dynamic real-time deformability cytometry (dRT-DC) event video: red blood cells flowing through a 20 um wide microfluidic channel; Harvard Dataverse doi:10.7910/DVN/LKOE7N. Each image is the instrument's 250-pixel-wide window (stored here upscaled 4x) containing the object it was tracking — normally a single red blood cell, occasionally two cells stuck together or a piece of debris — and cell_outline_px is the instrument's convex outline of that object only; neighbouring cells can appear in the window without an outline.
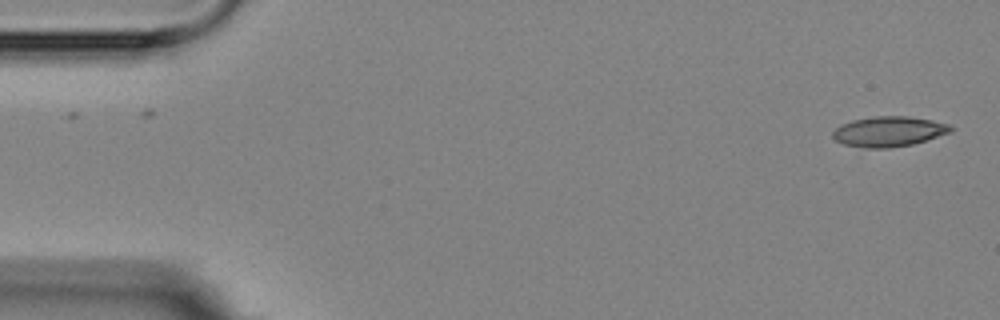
{"species": "Egyptian fruit bat (a non-hibernating species)", "species_latin": "Rousettus aegyptiacus", "temperature_condition": "room temperature", "stored_images_in_passage": 2, "camera_frame_rate_fps": 3000, "um_per_image_px": 0.085, "animal": {"sex": "female"}, "frame": {"image": 1, "passage_image": 2, "time_ms": 1.0, "image_size_px": [1000, 320], "cell_outline_px": [[956, 128], [952, 132], [912, 144], [888, 148], [864, 148], [844, 144], [836, 140], [832, 136], [832, 132], [840, 124], [852, 120], [876, 116], [908, 116], [932, 120], [948, 124]], "centroid_in_image_um": [75.56, 11.17], "position_along_channel_um": 9.4, "area_um2": 20.81}}